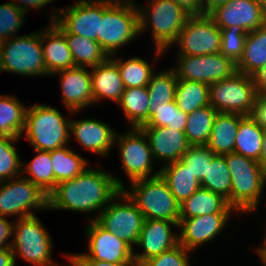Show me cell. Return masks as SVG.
<instances>
[{
    "label": "cell",
    "instance_id": "1",
    "mask_svg": "<svg viewBox=\"0 0 266 266\" xmlns=\"http://www.w3.org/2000/svg\"><path fill=\"white\" fill-rule=\"evenodd\" d=\"M124 187L113 174L88 166L73 179L56 185L48 195V209L92 213L104 209Z\"/></svg>",
    "mask_w": 266,
    "mask_h": 266
},
{
    "label": "cell",
    "instance_id": "2",
    "mask_svg": "<svg viewBox=\"0 0 266 266\" xmlns=\"http://www.w3.org/2000/svg\"><path fill=\"white\" fill-rule=\"evenodd\" d=\"M139 34L136 3L132 0H102L99 44L109 57L116 55L120 47Z\"/></svg>",
    "mask_w": 266,
    "mask_h": 266
},
{
    "label": "cell",
    "instance_id": "3",
    "mask_svg": "<svg viewBox=\"0 0 266 266\" xmlns=\"http://www.w3.org/2000/svg\"><path fill=\"white\" fill-rule=\"evenodd\" d=\"M148 2L149 5L144 9L136 5L139 14V33H144V30L151 25L156 49L155 56H159L174 44L191 14L173 0H149Z\"/></svg>",
    "mask_w": 266,
    "mask_h": 266
},
{
    "label": "cell",
    "instance_id": "4",
    "mask_svg": "<svg viewBox=\"0 0 266 266\" xmlns=\"http://www.w3.org/2000/svg\"><path fill=\"white\" fill-rule=\"evenodd\" d=\"M24 132L34 150L52 151L70 143V121L56 108L43 104L27 108Z\"/></svg>",
    "mask_w": 266,
    "mask_h": 266
},
{
    "label": "cell",
    "instance_id": "5",
    "mask_svg": "<svg viewBox=\"0 0 266 266\" xmlns=\"http://www.w3.org/2000/svg\"><path fill=\"white\" fill-rule=\"evenodd\" d=\"M225 159L231 175V207L246 213L256 210L264 192L260 164L236 153L226 154Z\"/></svg>",
    "mask_w": 266,
    "mask_h": 266
},
{
    "label": "cell",
    "instance_id": "6",
    "mask_svg": "<svg viewBox=\"0 0 266 266\" xmlns=\"http://www.w3.org/2000/svg\"><path fill=\"white\" fill-rule=\"evenodd\" d=\"M132 191L122 190L142 212L145 219L180 222V204L166 181L159 175L130 182Z\"/></svg>",
    "mask_w": 266,
    "mask_h": 266
},
{
    "label": "cell",
    "instance_id": "7",
    "mask_svg": "<svg viewBox=\"0 0 266 266\" xmlns=\"http://www.w3.org/2000/svg\"><path fill=\"white\" fill-rule=\"evenodd\" d=\"M22 76H48L43 58L41 31L0 42V72Z\"/></svg>",
    "mask_w": 266,
    "mask_h": 266
},
{
    "label": "cell",
    "instance_id": "8",
    "mask_svg": "<svg viewBox=\"0 0 266 266\" xmlns=\"http://www.w3.org/2000/svg\"><path fill=\"white\" fill-rule=\"evenodd\" d=\"M11 250L14 258L19 255L35 266H59L52 258L51 236L40 220L34 215L15 220Z\"/></svg>",
    "mask_w": 266,
    "mask_h": 266
},
{
    "label": "cell",
    "instance_id": "9",
    "mask_svg": "<svg viewBox=\"0 0 266 266\" xmlns=\"http://www.w3.org/2000/svg\"><path fill=\"white\" fill-rule=\"evenodd\" d=\"M256 94L252 77L239 72L209 85L210 105L217 112L249 116Z\"/></svg>",
    "mask_w": 266,
    "mask_h": 266
},
{
    "label": "cell",
    "instance_id": "10",
    "mask_svg": "<svg viewBox=\"0 0 266 266\" xmlns=\"http://www.w3.org/2000/svg\"><path fill=\"white\" fill-rule=\"evenodd\" d=\"M34 209H48V195L37 185L24 178V175L0 182L1 216L26 218L36 215Z\"/></svg>",
    "mask_w": 266,
    "mask_h": 266
},
{
    "label": "cell",
    "instance_id": "11",
    "mask_svg": "<svg viewBox=\"0 0 266 266\" xmlns=\"http://www.w3.org/2000/svg\"><path fill=\"white\" fill-rule=\"evenodd\" d=\"M116 198L122 201L117 203ZM94 220L133 248L132 245L137 244L145 218L127 194L121 190Z\"/></svg>",
    "mask_w": 266,
    "mask_h": 266
},
{
    "label": "cell",
    "instance_id": "12",
    "mask_svg": "<svg viewBox=\"0 0 266 266\" xmlns=\"http://www.w3.org/2000/svg\"><path fill=\"white\" fill-rule=\"evenodd\" d=\"M174 43L180 47L177 55L217 54L221 49V31L208 14H192Z\"/></svg>",
    "mask_w": 266,
    "mask_h": 266
},
{
    "label": "cell",
    "instance_id": "13",
    "mask_svg": "<svg viewBox=\"0 0 266 266\" xmlns=\"http://www.w3.org/2000/svg\"><path fill=\"white\" fill-rule=\"evenodd\" d=\"M128 130L123 135L116 132L114 145L119 147L122 168L130 182L159 176L160 170L151 175L154 157L144 132L140 128Z\"/></svg>",
    "mask_w": 266,
    "mask_h": 266
},
{
    "label": "cell",
    "instance_id": "14",
    "mask_svg": "<svg viewBox=\"0 0 266 266\" xmlns=\"http://www.w3.org/2000/svg\"><path fill=\"white\" fill-rule=\"evenodd\" d=\"M51 22L64 32L80 35L99 42V26L102 18V0H79L74 5L56 10ZM58 15H57V14ZM60 15V16H59Z\"/></svg>",
    "mask_w": 266,
    "mask_h": 266
},
{
    "label": "cell",
    "instance_id": "15",
    "mask_svg": "<svg viewBox=\"0 0 266 266\" xmlns=\"http://www.w3.org/2000/svg\"><path fill=\"white\" fill-rule=\"evenodd\" d=\"M177 67L174 70L178 79L213 84L230 78L236 71V64L221 53L187 56L178 55Z\"/></svg>",
    "mask_w": 266,
    "mask_h": 266
},
{
    "label": "cell",
    "instance_id": "16",
    "mask_svg": "<svg viewBox=\"0 0 266 266\" xmlns=\"http://www.w3.org/2000/svg\"><path fill=\"white\" fill-rule=\"evenodd\" d=\"M85 229L89 237V252L66 255L68 259H93L110 263H121L134 259L132 248L115 234L102 228L92 220Z\"/></svg>",
    "mask_w": 266,
    "mask_h": 266
},
{
    "label": "cell",
    "instance_id": "17",
    "mask_svg": "<svg viewBox=\"0 0 266 266\" xmlns=\"http://www.w3.org/2000/svg\"><path fill=\"white\" fill-rule=\"evenodd\" d=\"M208 15L219 29L239 26L249 33L266 24V8L256 0H228Z\"/></svg>",
    "mask_w": 266,
    "mask_h": 266
},
{
    "label": "cell",
    "instance_id": "18",
    "mask_svg": "<svg viewBox=\"0 0 266 266\" xmlns=\"http://www.w3.org/2000/svg\"><path fill=\"white\" fill-rule=\"evenodd\" d=\"M178 222L145 219L143 228L140 231L137 244L143 253L133 252L134 259L141 265L151 257L172 249L179 244V235L172 232L171 226L178 228Z\"/></svg>",
    "mask_w": 266,
    "mask_h": 266
},
{
    "label": "cell",
    "instance_id": "19",
    "mask_svg": "<svg viewBox=\"0 0 266 266\" xmlns=\"http://www.w3.org/2000/svg\"><path fill=\"white\" fill-rule=\"evenodd\" d=\"M231 213H213L180 219L179 244L193 251L215 238L226 226Z\"/></svg>",
    "mask_w": 266,
    "mask_h": 266
},
{
    "label": "cell",
    "instance_id": "20",
    "mask_svg": "<svg viewBox=\"0 0 266 266\" xmlns=\"http://www.w3.org/2000/svg\"><path fill=\"white\" fill-rule=\"evenodd\" d=\"M85 67H74L56 73L61 76L62 98L71 114L77 113L94 103L91 73Z\"/></svg>",
    "mask_w": 266,
    "mask_h": 266
},
{
    "label": "cell",
    "instance_id": "21",
    "mask_svg": "<svg viewBox=\"0 0 266 266\" xmlns=\"http://www.w3.org/2000/svg\"><path fill=\"white\" fill-rule=\"evenodd\" d=\"M146 135L154 161L159 159L164 165L179 161L184 156L190 144L185 132L176 131L170 127H140Z\"/></svg>",
    "mask_w": 266,
    "mask_h": 266
},
{
    "label": "cell",
    "instance_id": "22",
    "mask_svg": "<svg viewBox=\"0 0 266 266\" xmlns=\"http://www.w3.org/2000/svg\"><path fill=\"white\" fill-rule=\"evenodd\" d=\"M41 32V45L47 74L76 67L68 48L65 32L54 22Z\"/></svg>",
    "mask_w": 266,
    "mask_h": 266
},
{
    "label": "cell",
    "instance_id": "23",
    "mask_svg": "<svg viewBox=\"0 0 266 266\" xmlns=\"http://www.w3.org/2000/svg\"><path fill=\"white\" fill-rule=\"evenodd\" d=\"M70 132L86 150L105 156L114 146L116 132L96 119L70 120Z\"/></svg>",
    "mask_w": 266,
    "mask_h": 266
},
{
    "label": "cell",
    "instance_id": "24",
    "mask_svg": "<svg viewBox=\"0 0 266 266\" xmlns=\"http://www.w3.org/2000/svg\"><path fill=\"white\" fill-rule=\"evenodd\" d=\"M90 73L94 103L102 99L118 103L125 87L117 64L108 57L103 63L91 68Z\"/></svg>",
    "mask_w": 266,
    "mask_h": 266
},
{
    "label": "cell",
    "instance_id": "25",
    "mask_svg": "<svg viewBox=\"0 0 266 266\" xmlns=\"http://www.w3.org/2000/svg\"><path fill=\"white\" fill-rule=\"evenodd\" d=\"M244 117L237 113L218 112L214 118L210 139L206 146L216 155L234 153L239 122Z\"/></svg>",
    "mask_w": 266,
    "mask_h": 266
},
{
    "label": "cell",
    "instance_id": "26",
    "mask_svg": "<svg viewBox=\"0 0 266 266\" xmlns=\"http://www.w3.org/2000/svg\"><path fill=\"white\" fill-rule=\"evenodd\" d=\"M226 198L218 193L200 187L180 204V219L213 213H233Z\"/></svg>",
    "mask_w": 266,
    "mask_h": 266
},
{
    "label": "cell",
    "instance_id": "27",
    "mask_svg": "<svg viewBox=\"0 0 266 266\" xmlns=\"http://www.w3.org/2000/svg\"><path fill=\"white\" fill-rule=\"evenodd\" d=\"M160 176L166 181L179 204L201 187L200 181L180 160L163 165Z\"/></svg>",
    "mask_w": 266,
    "mask_h": 266
},
{
    "label": "cell",
    "instance_id": "28",
    "mask_svg": "<svg viewBox=\"0 0 266 266\" xmlns=\"http://www.w3.org/2000/svg\"><path fill=\"white\" fill-rule=\"evenodd\" d=\"M266 65V24L247 33L243 55L236 63V71L251 76Z\"/></svg>",
    "mask_w": 266,
    "mask_h": 266
},
{
    "label": "cell",
    "instance_id": "29",
    "mask_svg": "<svg viewBox=\"0 0 266 266\" xmlns=\"http://www.w3.org/2000/svg\"><path fill=\"white\" fill-rule=\"evenodd\" d=\"M118 105L124 111L125 118L132 126L140 128L149 119L150 98L147 86L125 88Z\"/></svg>",
    "mask_w": 266,
    "mask_h": 266
},
{
    "label": "cell",
    "instance_id": "30",
    "mask_svg": "<svg viewBox=\"0 0 266 266\" xmlns=\"http://www.w3.org/2000/svg\"><path fill=\"white\" fill-rule=\"evenodd\" d=\"M25 107L13 95H0V137L21 138L25 129Z\"/></svg>",
    "mask_w": 266,
    "mask_h": 266
},
{
    "label": "cell",
    "instance_id": "31",
    "mask_svg": "<svg viewBox=\"0 0 266 266\" xmlns=\"http://www.w3.org/2000/svg\"><path fill=\"white\" fill-rule=\"evenodd\" d=\"M65 38L76 67L93 68L109 57L96 40L68 32H65Z\"/></svg>",
    "mask_w": 266,
    "mask_h": 266
},
{
    "label": "cell",
    "instance_id": "32",
    "mask_svg": "<svg viewBox=\"0 0 266 266\" xmlns=\"http://www.w3.org/2000/svg\"><path fill=\"white\" fill-rule=\"evenodd\" d=\"M264 130L250 116L240 122L235 139L234 153L259 161L263 150Z\"/></svg>",
    "mask_w": 266,
    "mask_h": 266
},
{
    "label": "cell",
    "instance_id": "33",
    "mask_svg": "<svg viewBox=\"0 0 266 266\" xmlns=\"http://www.w3.org/2000/svg\"><path fill=\"white\" fill-rule=\"evenodd\" d=\"M175 102L178 108L187 114L210 105L209 85L203 82L178 79L175 88Z\"/></svg>",
    "mask_w": 266,
    "mask_h": 266
},
{
    "label": "cell",
    "instance_id": "34",
    "mask_svg": "<svg viewBox=\"0 0 266 266\" xmlns=\"http://www.w3.org/2000/svg\"><path fill=\"white\" fill-rule=\"evenodd\" d=\"M52 160L54 189L62 181L71 180L88 168L86 159L76 154L67 145L50 151Z\"/></svg>",
    "mask_w": 266,
    "mask_h": 266
},
{
    "label": "cell",
    "instance_id": "35",
    "mask_svg": "<svg viewBox=\"0 0 266 266\" xmlns=\"http://www.w3.org/2000/svg\"><path fill=\"white\" fill-rule=\"evenodd\" d=\"M217 111L207 105L188 114L185 135L191 146L207 145Z\"/></svg>",
    "mask_w": 266,
    "mask_h": 266
},
{
    "label": "cell",
    "instance_id": "36",
    "mask_svg": "<svg viewBox=\"0 0 266 266\" xmlns=\"http://www.w3.org/2000/svg\"><path fill=\"white\" fill-rule=\"evenodd\" d=\"M200 184L201 187L222 195L231 206V175L225 155L212 156L211 163H208L207 174Z\"/></svg>",
    "mask_w": 266,
    "mask_h": 266
},
{
    "label": "cell",
    "instance_id": "37",
    "mask_svg": "<svg viewBox=\"0 0 266 266\" xmlns=\"http://www.w3.org/2000/svg\"><path fill=\"white\" fill-rule=\"evenodd\" d=\"M38 154L24 165L22 161V173L30 174L26 177L37 185L45 194L49 195L54 190V175L50 151L35 150Z\"/></svg>",
    "mask_w": 266,
    "mask_h": 266
},
{
    "label": "cell",
    "instance_id": "38",
    "mask_svg": "<svg viewBox=\"0 0 266 266\" xmlns=\"http://www.w3.org/2000/svg\"><path fill=\"white\" fill-rule=\"evenodd\" d=\"M110 58L117 64L125 88L147 86L154 74L150 63L143 58L134 57L127 61L114 55Z\"/></svg>",
    "mask_w": 266,
    "mask_h": 266
},
{
    "label": "cell",
    "instance_id": "39",
    "mask_svg": "<svg viewBox=\"0 0 266 266\" xmlns=\"http://www.w3.org/2000/svg\"><path fill=\"white\" fill-rule=\"evenodd\" d=\"M177 81V74L173 67L156 75L153 74L147 85L150 108L167 106L174 101Z\"/></svg>",
    "mask_w": 266,
    "mask_h": 266
},
{
    "label": "cell",
    "instance_id": "40",
    "mask_svg": "<svg viewBox=\"0 0 266 266\" xmlns=\"http://www.w3.org/2000/svg\"><path fill=\"white\" fill-rule=\"evenodd\" d=\"M187 119L188 114L181 111L174 100L167 106L150 108L149 119L141 127H170L184 132Z\"/></svg>",
    "mask_w": 266,
    "mask_h": 266
},
{
    "label": "cell",
    "instance_id": "41",
    "mask_svg": "<svg viewBox=\"0 0 266 266\" xmlns=\"http://www.w3.org/2000/svg\"><path fill=\"white\" fill-rule=\"evenodd\" d=\"M19 138L0 137V182L22 175V160L14 142Z\"/></svg>",
    "mask_w": 266,
    "mask_h": 266
},
{
    "label": "cell",
    "instance_id": "42",
    "mask_svg": "<svg viewBox=\"0 0 266 266\" xmlns=\"http://www.w3.org/2000/svg\"><path fill=\"white\" fill-rule=\"evenodd\" d=\"M221 31L220 53L229 57L235 64L243 55L247 33L239 26H232Z\"/></svg>",
    "mask_w": 266,
    "mask_h": 266
},
{
    "label": "cell",
    "instance_id": "43",
    "mask_svg": "<svg viewBox=\"0 0 266 266\" xmlns=\"http://www.w3.org/2000/svg\"><path fill=\"white\" fill-rule=\"evenodd\" d=\"M26 13L12 2L0 5V42L14 37L25 20Z\"/></svg>",
    "mask_w": 266,
    "mask_h": 266
},
{
    "label": "cell",
    "instance_id": "44",
    "mask_svg": "<svg viewBox=\"0 0 266 266\" xmlns=\"http://www.w3.org/2000/svg\"><path fill=\"white\" fill-rule=\"evenodd\" d=\"M214 153L206 146H190L188 152L181 157L180 161L194 174V177L201 181L207 174L208 163Z\"/></svg>",
    "mask_w": 266,
    "mask_h": 266
},
{
    "label": "cell",
    "instance_id": "45",
    "mask_svg": "<svg viewBox=\"0 0 266 266\" xmlns=\"http://www.w3.org/2000/svg\"><path fill=\"white\" fill-rule=\"evenodd\" d=\"M189 252L191 251L178 244L160 255L149 258L140 266H190Z\"/></svg>",
    "mask_w": 266,
    "mask_h": 266
},
{
    "label": "cell",
    "instance_id": "46",
    "mask_svg": "<svg viewBox=\"0 0 266 266\" xmlns=\"http://www.w3.org/2000/svg\"><path fill=\"white\" fill-rule=\"evenodd\" d=\"M250 118L263 130H266V93L256 94Z\"/></svg>",
    "mask_w": 266,
    "mask_h": 266
},
{
    "label": "cell",
    "instance_id": "47",
    "mask_svg": "<svg viewBox=\"0 0 266 266\" xmlns=\"http://www.w3.org/2000/svg\"><path fill=\"white\" fill-rule=\"evenodd\" d=\"M69 262L71 266H140L135 259L121 263H110L93 259H69Z\"/></svg>",
    "mask_w": 266,
    "mask_h": 266
},
{
    "label": "cell",
    "instance_id": "48",
    "mask_svg": "<svg viewBox=\"0 0 266 266\" xmlns=\"http://www.w3.org/2000/svg\"><path fill=\"white\" fill-rule=\"evenodd\" d=\"M13 225L5 216L0 215V249L11 247L12 241L8 240L13 234Z\"/></svg>",
    "mask_w": 266,
    "mask_h": 266
},
{
    "label": "cell",
    "instance_id": "49",
    "mask_svg": "<svg viewBox=\"0 0 266 266\" xmlns=\"http://www.w3.org/2000/svg\"><path fill=\"white\" fill-rule=\"evenodd\" d=\"M15 1V2H14ZM53 0H12L11 2L27 14V10L41 9Z\"/></svg>",
    "mask_w": 266,
    "mask_h": 266
},
{
    "label": "cell",
    "instance_id": "50",
    "mask_svg": "<svg viewBox=\"0 0 266 266\" xmlns=\"http://www.w3.org/2000/svg\"><path fill=\"white\" fill-rule=\"evenodd\" d=\"M256 93H266V65L251 75Z\"/></svg>",
    "mask_w": 266,
    "mask_h": 266
},
{
    "label": "cell",
    "instance_id": "51",
    "mask_svg": "<svg viewBox=\"0 0 266 266\" xmlns=\"http://www.w3.org/2000/svg\"><path fill=\"white\" fill-rule=\"evenodd\" d=\"M192 14H202V0H173Z\"/></svg>",
    "mask_w": 266,
    "mask_h": 266
},
{
    "label": "cell",
    "instance_id": "52",
    "mask_svg": "<svg viewBox=\"0 0 266 266\" xmlns=\"http://www.w3.org/2000/svg\"><path fill=\"white\" fill-rule=\"evenodd\" d=\"M16 263L10 247L0 249V266H16Z\"/></svg>",
    "mask_w": 266,
    "mask_h": 266
},
{
    "label": "cell",
    "instance_id": "53",
    "mask_svg": "<svg viewBox=\"0 0 266 266\" xmlns=\"http://www.w3.org/2000/svg\"><path fill=\"white\" fill-rule=\"evenodd\" d=\"M228 0H202V14H209L216 7L223 5Z\"/></svg>",
    "mask_w": 266,
    "mask_h": 266
},
{
    "label": "cell",
    "instance_id": "54",
    "mask_svg": "<svg viewBox=\"0 0 266 266\" xmlns=\"http://www.w3.org/2000/svg\"><path fill=\"white\" fill-rule=\"evenodd\" d=\"M258 163L260 164L262 171L265 173L266 172V130H264L263 134V150Z\"/></svg>",
    "mask_w": 266,
    "mask_h": 266
},
{
    "label": "cell",
    "instance_id": "55",
    "mask_svg": "<svg viewBox=\"0 0 266 266\" xmlns=\"http://www.w3.org/2000/svg\"><path fill=\"white\" fill-rule=\"evenodd\" d=\"M256 251L260 257V260H262L263 262L262 264L265 266L266 265V234H265L263 244Z\"/></svg>",
    "mask_w": 266,
    "mask_h": 266
},
{
    "label": "cell",
    "instance_id": "56",
    "mask_svg": "<svg viewBox=\"0 0 266 266\" xmlns=\"http://www.w3.org/2000/svg\"><path fill=\"white\" fill-rule=\"evenodd\" d=\"M256 1L262 4L266 8V0H256Z\"/></svg>",
    "mask_w": 266,
    "mask_h": 266
},
{
    "label": "cell",
    "instance_id": "57",
    "mask_svg": "<svg viewBox=\"0 0 266 266\" xmlns=\"http://www.w3.org/2000/svg\"><path fill=\"white\" fill-rule=\"evenodd\" d=\"M266 172L264 173V178H263V188H265L266 186Z\"/></svg>",
    "mask_w": 266,
    "mask_h": 266
}]
</instances>
